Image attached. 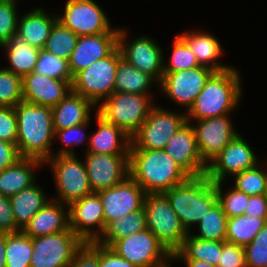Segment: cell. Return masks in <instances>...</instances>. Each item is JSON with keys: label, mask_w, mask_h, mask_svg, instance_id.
<instances>
[{"label": "cell", "mask_w": 267, "mask_h": 267, "mask_svg": "<svg viewBox=\"0 0 267 267\" xmlns=\"http://www.w3.org/2000/svg\"><path fill=\"white\" fill-rule=\"evenodd\" d=\"M22 231L16 224L9 197L0 194V233Z\"/></svg>", "instance_id": "681fc988"}, {"label": "cell", "mask_w": 267, "mask_h": 267, "mask_svg": "<svg viewBox=\"0 0 267 267\" xmlns=\"http://www.w3.org/2000/svg\"><path fill=\"white\" fill-rule=\"evenodd\" d=\"M222 184L223 182L215 183V188L218 195V202L221 204L227 218L244 215L250 196L236 190L234 187L229 189L228 192L223 193Z\"/></svg>", "instance_id": "b9f144b4"}, {"label": "cell", "mask_w": 267, "mask_h": 267, "mask_svg": "<svg viewBox=\"0 0 267 267\" xmlns=\"http://www.w3.org/2000/svg\"><path fill=\"white\" fill-rule=\"evenodd\" d=\"M0 139L16 144L17 115L15 107H0Z\"/></svg>", "instance_id": "c3c4849f"}, {"label": "cell", "mask_w": 267, "mask_h": 267, "mask_svg": "<svg viewBox=\"0 0 267 267\" xmlns=\"http://www.w3.org/2000/svg\"><path fill=\"white\" fill-rule=\"evenodd\" d=\"M244 250L247 267H267V223Z\"/></svg>", "instance_id": "ee69618b"}, {"label": "cell", "mask_w": 267, "mask_h": 267, "mask_svg": "<svg viewBox=\"0 0 267 267\" xmlns=\"http://www.w3.org/2000/svg\"><path fill=\"white\" fill-rule=\"evenodd\" d=\"M6 267H30L33 255L32 238L23 231L5 233Z\"/></svg>", "instance_id": "e575fe53"}, {"label": "cell", "mask_w": 267, "mask_h": 267, "mask_svg": "<svg viewBox=\"0 0 267 267\" xmlns=\"http://www.w3.org/2000/svg\"><path fill=\"white\" fill-rule=\"evenodd\" d=\"M99 267H138L116 254L111 248L99 244Z\"/></svg>", "instance_id": "f907efd6"}, {"label": "cell", "mask_w": 267, "mask_h": 267, "mask_svg": "<svg viewBox=\"0 0 267 267\" xmlns=\"http://www.w3.org/2000/svg\"><path fill=\"white\" fill-rule=\"evenodd\" d=\"M17 115V148L22 158L46 162L53 156L55 138L52 109L21 101L15 106Z\"/></svg>", "instance_id": "7a4b0ae2"}, {"label": "cell", "mask_w": 267, "mask_h": 267, "mask_svg": "<svg viewBox=\"0 0 267 267\" xmlns=\"http://www.w3.org/2000/svg\"><path fill=\"white\" fill-rule=\"evenodd\" d=\"M50 78L73 79L69 70V62L41 49L35 71Z\"/></svg>", "instance_id": "ab89813d"}, {"label": "cell", "mask_w": 267, "mask_h": 267, "mask_svg": "<svg viewBox=\"0 0 267 267\" xmlns=\"http://www.w3.org/2000/svg\"><path fill=\"white\" fill-rule=\"evenodd\" d=\"M179 261H183L187 267H217L210 263L200 260H192V259H178Z\"/></svg>", "instance_id": "db71d44e"}, {"label": "cell", "mask_w": 267, "mask_h": 267, "mask_svg": "<svg viewBox=\"0 0 267 267\" xmlns=\"http://www.w3.org/2000/svg\"><path fill=\"white\" fill-rule=\"evenodd\" d=\"M105 226L116 219L143 208L146 196L142 187L128 176L122 183L99 191Z\"/></svg>", "instance_id": "d6986e66"}, {"label": "cell", "mask_w": 267, "mask_h": 267, "mask_svg": "<svg viewBox=\"0 0 267 267\" xmlns=\"http://www.w3.org/2000/svg\"><path fill=\"white\" fill-rule=\"evenodd\" d=\"M143 208L146 214V227L173 254L183 244L189 234L171 208L163 193L146 194Z\"/></svg>", "instance_id": "8992f818"}, {"label": "cell", "mask_w": 267, "mask_h": 267, "mask_svg": "<svg viewBox=\"0 0 267 267\" xmlns=\"http://www.w3.org/2000/svg\"><path fill=\"white\" fill-rule=\"evenodd\" d=\"M64 208H69V205L50 200L31 218L22 231L31 238L67 231L69 210L65 213Z\"/></svg>", "instance_id": "cb8c5ba5"}, {"label": "cell", "mask_w": 267, "mask_h": 267, "mask_svg": "<svg viewBox=\"0 0 267 267\" xmlns=\"http://www.w3.org/2000/svg\"><path fill=\"white\" fill-rule=\"evenodd\" d=\"M190 48L200 66L210 68L214 72H221L232 66L218 63L223 51L219 40L212 34L204 32H185L177 34Z\"/></svg>", "instance_id": "484cf974"}, {"label": "cell", "mask_w": 267, "mask_h": 267, "mask_svg": "<svg viewBox=\"0 0 267 267\" xmlns=\"http://www.w3.org/2000/svg\"><path fill=\"white\" fill-rule=\"evenodd\" d=\"M37 183L9 197L17 226L23 230L50 200Z\"/></svg>", "instance_id": "f546056e"}, {"label": "cell", "mask_w": 267, "mask_h": 267, "mask_svg": "<svg viewBox=\"0 0 267 267\" xmlns=\"http://www.w3.org/2000/svg\"><path fill=\"white\" fill-rule=\"evenodd\" d=\"M70 267H99V244L83 242L76 250Z\"/></svg>", "instance_id": "7dc6e473"}, {"label": "cell", "mask_w": 267, "mask_h": 267, "mask_svg": "<svg viewBox=\"0 0 267 267\" xmlns=\"http://www.w3.org/2000/svg\"><path fill=\"white\" fill-rule=\"evenodd\" d=\"M145 229H147L146 214L144 208H142L109 222L96 242L110 247L116 240L126 238Z\"/></svg>", "instance_id": "4dcf8cb0"}, {"label": "cell", "mask_w": 267, "mask_h": 267, "mask_svg": "<svg viewBox=\"0 0 267 267\" xmlns=\"http://www.w3.org/2000/svg\"><path fill=\"white\" fill-rule=\"evenodd\" d=\"M257 158L249 143L238 134L207 165L205 175L214 183L224 182L226 175L234 176L260 163Z\"/></svg>", "instance_id": "9a60e30c"}, {"label": "cell", "mask_w": 267, "mask_h": 267, "mask_svg": "<svg viewBox=\"0 0 267 267\" xmlns=\"http://www.w3.org/2000/svg\"><path fill=\"white\" fill-rule=\"evenodd\" d=\"M240 76L233 66L214 72L186 112L187 122L219 117L234 111L242 98Z\"/></svg>", "instance_id": "3957f363"}, {"label": "cell", "mask_w": 267, "mask_h": 267, "mask_svg": "<svg viewBox=\"0 0 267 267\" xmlns=\"http://www.w3.org/2000/svg\"><path fill=\"white\" fill-rule=\"evenodd\" d=\"M217 267H247L244 246L222 241Z\"/></svg>", "instance_id": "bcb514c9"}, {"label": "cell", "mask_w": 267, "mask_h": 267, "mask_svg": "<svg viewBox=\"0 0 267 267\" xmlns=\"http://www.w3.org/2000/svg\"><path fill=\"white\" fill-rule=\"evenodd\" d=\"M16 1L0 0V46L9 40L13 33L17 32Z\"/></svg>", "instance_id": "f6af8a7d"}, {"label": "cell", "mask_w": 267, "mask_h": 267, "mask_svg": "<svg viewBox=\"0 0 267 267\" xmlns=\"http://www.w3.org/2000/svg\"><path fill=\"white\" fill-rule=\"evenodd\" d=\"M5 250V233H0V267H6Z\"/></svg>", "instance_id": "11a10c76"}, {"label": "cell", "mask_w": 267, "mask_h": 267, "mask_svg": "<svg viewBox=\"0 0 267 267\" xmlns=\"http://www.w3.org/2000/svg\"><path fill=\"white\" fill-rule=\"evenodd\" d=\"M227 219L221 204L217 201L199 221L198 234L191 235L203 240L225 241Z\"/></svg>", "instance_id": "d590c367"}, {"label": "cell", "mask_w": 267, "mask_h": 267, "mask_svg": "<svg viewBox=\"0 0 267 267\" xmlns=\"http://www.w3.org/2000/svg\"><path fill=\"white\" fill-rule=\"evenodd\" d=\"M164 151L191 177L206 174L207 164L202 160L197 147L192 123L186 122L176 131Z\"/></svg>", "instance_id": "ffe728a7"}, {"label": "cell", "mask_w": 267, "mask_h": 267, "mask_svg": "<svg viewBox=\"0 0 267 267\" xmlns=\"http://www.w3.org/2000/svg\"><path fill=\"white\" fill-rule=\"evenodd\" d=\"M23 101L22 78L0 68V107H15Z\"/></svg>", "instance_id": "f35d334b"}, {"label": "cell", "mask_w": 267, "mask_h": 267, "mask_svg": "<svg viewBox=\"0 0 267 267\" xmlns=\"http://www.w3.org/2000/svg\"><path fill=\"white\" fill-rule=\"evenodd\" d=\"M78 38L72 30L57 20L50 31L43 50L69 61Z\"/></svg>", "instance_id": "8d00e7d4"}, {"label": "cell", "mask_w": 267, "mask_h": 267, "mask_svg": "<svg viewBox=\"0 0 267 267\" xmlns=\"http://www.w3.org/2000/svg\"><path fill=\"white\" fill-rule=\"evenodd\" d=\"M40 164L43 165L44 162L34 158H20L15 164L1 171L0 194L10 197L34 185V171Z\"/></svg>", "instance_id": "f1b7e54d"}, {"label": "cell", "mask_w": 267, "mask_h": 267, "mask_svg": "<svg viewBox=\"0 0 267 267\" xmlns=\"http://www.w3.org/2000/svg\"><path fill=\"white\" fill-rule=\"evenodd\" d=\"M83 241L69 228L67 231L32 238L30 267H70Z\"/></svg>", "instance_id": "8fae6325"}, {"label": "cell", "mask_w": 267, "mask_h": 267, "mask_svg": "<svg viewBox=\"0 0 267 267\" xmlns=\"http://www.w3.org/2000/svg\"><path fill=\"white\" fill-rule=\"evenodd\" d=\"M45 164L51 166L54 175L58 202L70 205L72 202L92 194L84 161L76 155L52 156Z\"/></svg>", "instance_id": "30bf717a"}, {"label": "cell", "mask_w": 267, "mask_h": 267, "mask_svg": "<svg viewBox=\"0 0 267 267\" xmlns=\"http://www.w3.org/2000/svg\"><path fill=\"white\" fill-rule=\"evenodd\" d=\"M151 97L152 95L113 92L97 106V114L132 137L146 121L150 109L155 105Z\"/></svg>", "instance_id": "5b68a950"}, {"label": "cell", "mask_w": 267, "mask_h": 267, "mask_svg": "<svg viewBox=\"0 0 267 267\" xmlns=\"http://www.w3.org/2000/svg\"><path fill=\"white\" fill-rule=\"evenodd\" d=\"M244 215L264 218L267 221V195L250 196Z\"/></svg>", "instance_id": "f5cc1de1"}, {"label": "cell", "mask_w": 267, "mask_h": 267, "mask_svg": "<svg viewBox=\"0 0 267 267\" xmlns=\"http://www.w3.org/2000/svg\"><path fill=\"white\" fill-rule=\"evenodd\" d=\"M109 248L138 267H170L173 261L172 254L149 229L116 240Z\"/></svg>", "instance_id": "9c48e42d"}, {"label": "cell", "mask_w": 267, "mask_h": 267, "mask_svg": "<svg viewBox=\"0 0 267 267\" xmlns=\"http://www.w3.org/2000/svg\"><path fill=\"white\" fill-rule=\"evenodd\" d=\"M68 210L69 228L83 242H96L101 237L106 226L102 202L97 193L72 202Z\"/></svg>", "instance_id": "2e32d148"}, {"label": "cell", "mask_w": 267, "mask_h": 267, "mask_svg": "<svg viewBox=\"0 0 267 267\" xmlns=\"http://www.w3.org/2000/svg\"><path fill=\"white\" fill-rule=\"evenodd\" d=\"M229 115L197 120L196 126L192 125L199 154L207 165L239 134Z\"/></svg>", "instance_id": "ac0fdd59"}, {"label": "cell", "mask_w": 267, "mask_h": 267, "mask_svg": "<svg viewBox=\"0 0 267 267\" xmlns=\"http://www.w3.org/2000/svg\"><path fill=\"white\" fill-rule=\"evenodd\" d=\"M93 108L95 105L88 98L71 91L62 101L51 108L54 131L87 122Z\"/></svg>", "instance_id": "d4e9b609"}, {"label": "cell", "mask_w": 267, "mask_h": 267, "mask_svg": "<svg viewBox=\"0 0 267 267\" xmlns=\"http://www.w3.org/2000/svg\"><path fill=\"white\" fill-rule=\"evenodd\" d=\"M163 194L188 233L218 201L215 183L206 175L190 177Z\"/></svg>", "instance_id": "277c9868"}, {"label": "cell", "mask_w": 267, "mask_h": 267, "mask_svg": "<svg viewBox=\"0 0 267 267\" xmlns=\"http://www.w3.org/2000/svg\"><path fill=\"white\" fill-rule=\"evenodd\" d=\"M89 119L87 122L82 123L77 126L69 127L67 129L63 130H56L54 137L55 139H60L59 141L64 144L60 148L59 151H57V154H53V156H69V155H75L73 148L76 145L82 144L85 140V144H89V137L85 135L84 128L89 124ZM88 138V139H87Z\"/></svg>", "instance_id": "7bdbcfd3"}, {"label": "cell", "mask_w": 267, "mask_h": 267, "mask_svg": "<svg viewBox=\"0 0 267 267\" xmlns=\"http://www.w3.org/2000/svg\"><path fill=\"white\" fill-rule=\"evenodd\" d=\"M265 162L267 166V161ZM233 177H235L233 187L236 190L248 196L267 195V169H261L259 163Z\"/></svg>", "instance_id": "74e56055"}, {"label": "cell", "mask_w": 267, "mask_h": 267, "mask_svg": "<svg viewBox=\"0 0 267 267\" xmlns=\"http://www.w3.org/2000/svg\"><path fill=\"white\" fill-rule=\"evenodd\" d=\"M20 17L17 21V33L30 45L43 49L58 16L50 15L44 9L35 7Z\"/></svg>", "instance_id": "4316f807"}, {"label": "cell", "mask_w": 267, "mask_h": 267, "mask_svg": "<svg viewBox=\"0 0 267 267\" xmlns=\"http://www.w3.org/2000/svg\"><path fill=\"white\" fill-rule=\"evenodd\" d=\"M58 21L78 37L102 33H119L112 28L107 15L94 0H67Z\"/></svg>", "instance_id": "7c38bea8"}, {"label": "cell", "mask_w": 267, "mask_h": 267, "mask_svg": "<svg viewBox=\"0 0 267 267\" xmlns=\"http://www.w3.org/2000/svg\"><path fill=\"white\" fill-rule=\"evenodd\" d=\"M213 73V70L204 66L164 73L158 85L165 96L187 112Z\"/></svg>", "instance_id": "5bb4252c"}, {"label": "cell", "mask_w": 267, "mask_h": 267, "mask_svg": "<svg viewBox=\"0 0 267 267\" xmlns=\"http://www.w3.org/2000/svg\"><path fill=\"white\" fill-rule=\"evenodd\" d=\"M121 59L122 55L117 47L107 57L79 71L73 76L72 91L99 106L102 100L114 92L116 67Z\"/></svg>", "instance_id": "52a82bcc"}, {"label": "cell", "mask_w": 267, "mask_h": 267, "mask_svg": "<svg viewBox=\"0 0 267 267\" xmlns=\"http://www.w3.org/2000/svg\"><path fill=\"white\" fill-rule=\"evenodd\" d=\"M129 176L146 194L164 193L191 177L164 149H130Z\"/></svg>", "instance_id": "6da1fadb"}, {"label": "cell", "mask_w": 267, "mask_h": 267, "mask_svg": "<svg viewBox=\"0 0 267 267\" xmlns=\"http://www.w3.org/2000/svg\"><path fill=\"white\" fill-rule=\"evenodd\" d=\"M155 81L152 76L138 70L122 58L116 67L114 92L151 95L150 88Z\"/></svg>", "instance_id": "1f68e13d"}, {"label": "cell", "mask_w": 267, "mask_h": 267, "mask_svg": "<svg viewBox=\"0 0 267 267\" xmlns=\"http://www.w3.org/2000/svg\"><path fill=\"white\" fill-rule=\"evenodd\" d=\"M0 47L5 48L6 58L10 64L4 69L21 78L35 71L41 49L27 43L19 33H13L9 40Z\"/></svg>", "instance_id": "83f0119b"}, {"label": "cell", "mask_w": 267, "mask_h": 267, "mask_svg": "<svg viewBox=\"0 0 267 267\" xmlns=\"http://www.w3.org/2000/svg\"><path fill=\"white\" fill-rule=\"evenodd\" d=\"M164 62V73L177 72L200 66L196 56L187 44L178 36L173 41L170 61Z\"/></svg>", "instance_id": "60d3db41"}, {"label": "cell", "mask_w": 267, "mask_h": 267, "mask_svg": "<svg viewBox=\"0 0 267 267\" xmlns=\"http://www.w3.org/2000/svg\"><path fill=\"white\" fill-rule=\"evenodd\" d=\"M222 251V241L203 240L191 235L186 236L182 246L172 254V260H200L217 266Z\"/></svg>", "instance_id": "d6a6232c"}, {"label": "cell", "mask_w": 267, "mask_h": 267, "mask_svg": "<svg viewBox=\"0 0 267 267\" xmlns=\"http://www.w3.org/2000/svg\"><path fill=\"white\" fill-rule=\"evenodd\" d=\"M85 155L84 163L93 193L116 186L129 176V155Z\"/></svg>", "instance_id": "e0dca14e"}, {"label": "cell", "mask_w": 267, "mask_h": 267, "mask_svg": "<svg viewBox=\"0 0 267 267\" xmlns=\"http://www.w3.org/2000/svg\"><path fill=\"white\" fill-rule=\"evenodd\" d=\"M98 129L89 137L86 153L129 155L131 137L120 127L96 115Z\"/></svg>", "instance_id": "603a6c76"}, {"label": "cell", "mask_w": 267, "mask_h": 267, "mask_svg": "<svg viewBox=\"0 0 267 267\" xmlns=\"http://www.w3.org/2000/svg\"><path fill=\"white\" fill-rule=\"evenodd\" d=\"M266 223L267 221L264 218L255 216L240 215L228 218L225 241L245 247L253 241Z\"/></svg>", "instance_id": "836d02e7"}, {"label": "cell", "mask_w": 267, "mask_h": 267, "mask_svg": "<svg viewBox=\"0 0 267 267\" xmlns=\"http://www.w3.org/2000/svg\"><path fill=\"white\" fill-rule=\"evenodd\" d=\"M71 82L32 72L22 78L23 101L52 108L72 91Z\"/></svg>", "instance_id": "44dd1931"}, {"label": "cell", "mask_w": 267, "mask_h": 267, "mask_svg": "<svg viewBox=\"0 0 267 267\" xmlns=\"http://www.w3.org/2000/svg\"><path fill=\"white\" fill-rule=\"evenodd\" d=\"M187 122L186 113L154 105L146 121L131 137L130 149L162 150L172 135Z\"/></svg>", "instance_id": "ba28073f"}, {"label": "cell", "mask_w": 267, "mask_h": 267, "mask_svg": "<svg viewBox=\"0 0 267 267\" xmlns=\"http://www.w3.org/2000/svg\"><path fill=\"white\" fill-rule=\"evenodd\" d=\"M118 35L119 33H102L80 36L68 61L72 77L95 61L110 55L118 47Z\"/></svg>", "instance_id": "7402d4cb"}, {"label": "cell", "mask_w": 267, "mask_h": 267, "mask_svg": "<svg viewBox=\"0 0 267 267\" xmlns=\"http://www.w3.org/2000/svg\"><path fill=\"white\" fill-rule=\"evenodd\" d=\"M22 158L18 152L17 144H11L0 139V172L15 164Z\"/></svg>", "instance_id": "816d5d0a"}, {"label": "cell", "mask_w": 267, "mask_h": 267, "mask_svg": "<svg viewBox=\"0 0 267 267\" xmlns=\"http://www.w3.org/2000/svg\"><path fill=\"white\" fill-rule=\"evenodd\" d=\"M126 36L125 29H119L118 48L122 58L160 83L164 74V57L157 41L149 36H138L129 43Z\"/></svg>", "instance_id": "4fadbf2b"}]
</instances>
